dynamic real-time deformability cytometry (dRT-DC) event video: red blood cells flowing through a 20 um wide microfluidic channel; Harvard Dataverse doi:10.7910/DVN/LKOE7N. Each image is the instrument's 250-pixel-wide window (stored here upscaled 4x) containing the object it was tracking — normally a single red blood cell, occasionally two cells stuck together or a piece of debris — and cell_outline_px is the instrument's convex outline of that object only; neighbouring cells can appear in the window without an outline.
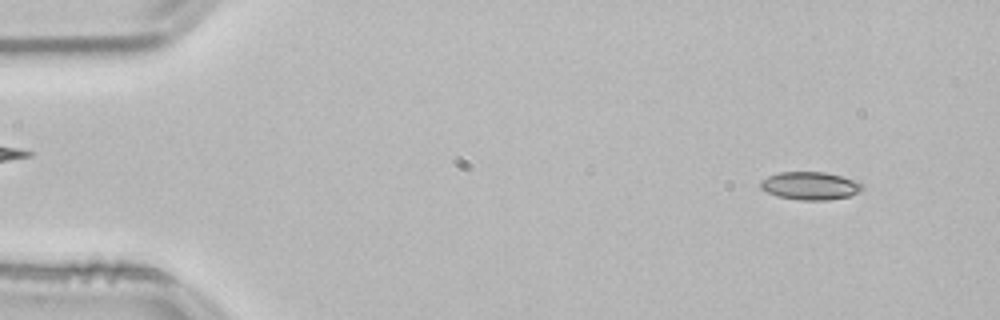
{"species": "common noctule bat (a hibernating species)", "species_latin": "Nyctalus noctula", "temperature_condition": "room temperature", "stored_images_in_passage": 52, "camera_frame_rate_fps": 3000, "um_per_image_px": 0.085, "animal": {"sex": "male", "body_mass_g": 21.5, "forearm_length_mm": 52.0}, "frame": {"image": 1, "passage_image": 4, "time_ms": 1.0, "image_size_px": [1000, 320], "cell_outline_px": [[864, 188], [860, 192], [848, 196], [828, 200], [800, 200], [776, 196], [760, 188], [760, 180], [768, 176], [780, 172], [824, 172], [840, 176], [864, 184]], "centroid_in_image_um": [68.85, 15.79], "position_along_channel_um": 16.2, "area_um2": 16.53}}
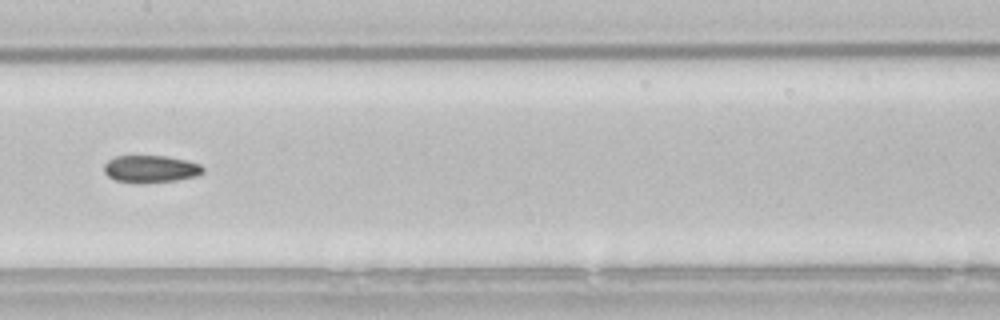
{"frame": {"image": 2, "passage_image": 26, "time_ms": 8.333, "image_size_px": [1000, 320], "cell_outline_px": [[204, 172], [196, 176], [176, 180], [116, 180], [108, 176], [104, 172], [104, 164], [108, 160], [116, 156], [168, 156], [188, 160], [200, 164], [204, 168]], "centroid_in_image_um": [12.85, 14.3], "position_along_channel_um": 194.6, "area_um2": 15.03}}
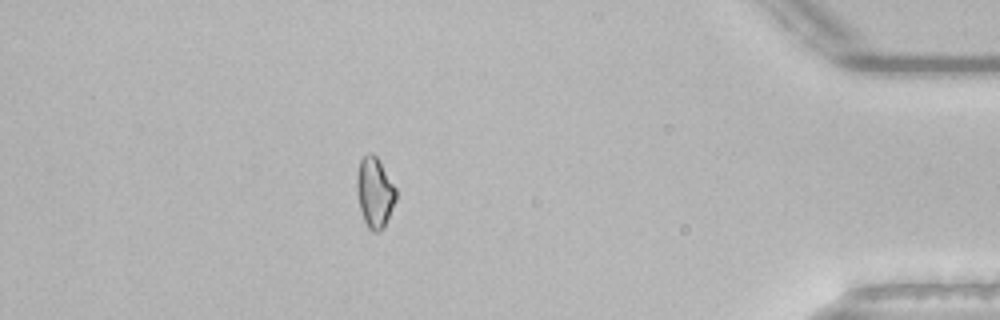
{"frame": {"image": 3, "passage_image": 46, "time_ms": 15.0, "image_size_px": [1000, 320], "cell_outline_px": [[396, 200], [384, 228], [380, 232], [372, 232], [368, 228], [364, 220], [360, 208], [356, 188], [356, 180], [360, 160], [368, 152], [372, 152], [376, 156], [396, 188]], "centroid_in_image_um": [31.85, 16.38], "position_along_channel_um": 403.3, "area_um2": 16.01}, "authors_computed_cell_mechanics": {"area_um2": 15.9528, "velocity_mm_per_s": 3.826, "shape_relaxation_time_tau1_ms": 9.2473, "shape_relaxation_time_tau2_ms": null, "deformation_change_tau1": 0.1514, "deformation_change_tau2": null}}